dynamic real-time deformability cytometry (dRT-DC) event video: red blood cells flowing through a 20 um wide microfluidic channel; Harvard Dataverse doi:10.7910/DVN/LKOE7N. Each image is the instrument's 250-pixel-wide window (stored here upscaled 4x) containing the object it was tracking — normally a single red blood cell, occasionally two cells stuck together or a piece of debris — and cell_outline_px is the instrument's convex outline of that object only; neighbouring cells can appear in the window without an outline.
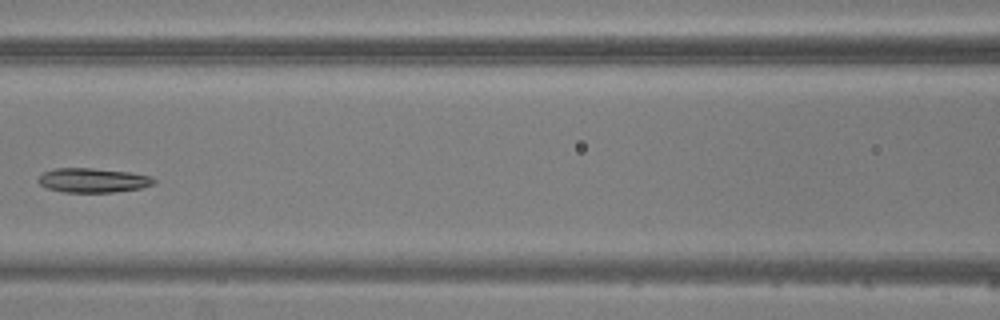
{"species": "common noctule bat (a hibernating species)", "species_latin": "Nyctalus noctula", "temperature_condition": "warm", "stored_images_in_passage": 5, "camera_frame_rate_fps": 3000, "um_per_image_px": 0.085, "animal": {"sex": "male", "body_mass_g": 20.5, "forearm_length_mm": 52.5}, "frame": {"image": 1, "passage_image": 5, "time_ms": 4.667, "image_size_px": [1000, 320], "cell_outline_px": [[156, 184], [140, 188], [112, 192], [64, 192], [48, 188], [40, 184], [36, 180], [44, 172], [52, 168], [92, 168], [128, 172], [152, 176], [156, 180]], "centroid_in_image_um": [7.91, 15.32], "position_along_channel_um": 158.7, "area_um2": 16.42}}